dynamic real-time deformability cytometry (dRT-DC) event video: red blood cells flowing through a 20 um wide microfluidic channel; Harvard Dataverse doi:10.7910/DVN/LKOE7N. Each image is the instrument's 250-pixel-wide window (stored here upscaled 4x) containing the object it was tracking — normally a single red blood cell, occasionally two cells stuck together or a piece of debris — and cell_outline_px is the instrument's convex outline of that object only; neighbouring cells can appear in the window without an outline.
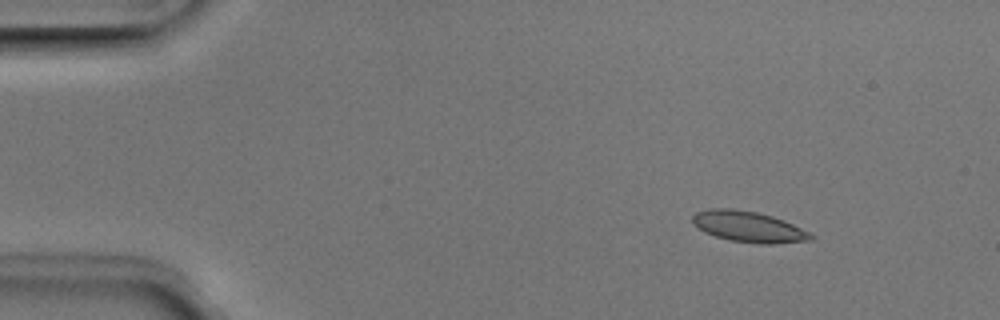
{"species": "Egyptian fruit bat (a non-hibernating species)", "species_latin": "Rousettus aegyptiacus", "temperature_condition": "room temperature", "stored_images_in_passage": 4, "camera_frame_rate_fps": 3000, "um_per_image_px": 0.085, "animal": {"sex": "male"}, "frame": {"image": 1, "passage_image": 2, "time_ms": 0.333, "image_size_px": [1000, 320], "cell_outline_px": [[816, 236], [812, 240], [772, 244], [760, 244], [728, 240], [704, 232], [692, 224], [692, 216], [696, 212], [708, 208], [732, 208], [756, 212], [772, 216], [784, 220]], "centroid_in_image_um": [63.59, 19.27], "position_along_channel_um": 21.4, "area_um2": 21.39}}